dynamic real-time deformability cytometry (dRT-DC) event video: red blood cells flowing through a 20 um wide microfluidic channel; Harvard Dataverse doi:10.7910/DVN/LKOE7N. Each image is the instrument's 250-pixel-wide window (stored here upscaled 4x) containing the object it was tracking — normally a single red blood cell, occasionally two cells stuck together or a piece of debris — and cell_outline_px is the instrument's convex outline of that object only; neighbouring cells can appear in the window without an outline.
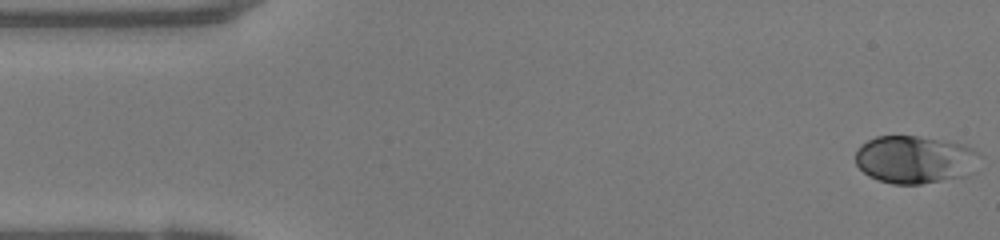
{"species": "human", "species_latin": "Homo sapiens", "temperature_condition": "warm", "stored_images_in_passage": 49, "camera_frame_rate_fps": 3000, "um_per_image_px": 0.085, "donor": {"sex": "female"}, "frame": {"image": 1, "passage_image": 1, "time_ms": 0.0, "image_size_px": [1000, 240], "cell_outline_px": [[980, 156], [964, 176], [920, 184], [892, 184], [868, 176], [856, 164], [856, 152], [860, 144], [876, 136], [920, 136], [960, 144], [972, 148]], "centroid_in_image_um": [77.68, 13.55], "position_along_channel_um": 7.3, "area_um2": 33.99}}
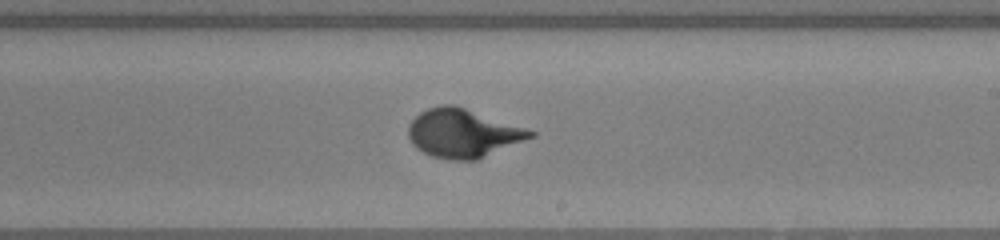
{"frame": {"image": 2, "passage_image": 28, "time_ms": 9.0, "image_size_px": [1000, 240], "cell_outline_px": [[536, 136], [476, 160], [448, 160], [432, 156], [416, 148], [412, 144], [408, 136], [408, 124], [420, 112], [428, 108], [440, 104], [452, 104], [536, 132]], "centroid_in_image_um": [39.31, 11.33], "position_along_channel_um": 249.7, "area_um2": 34.22}}
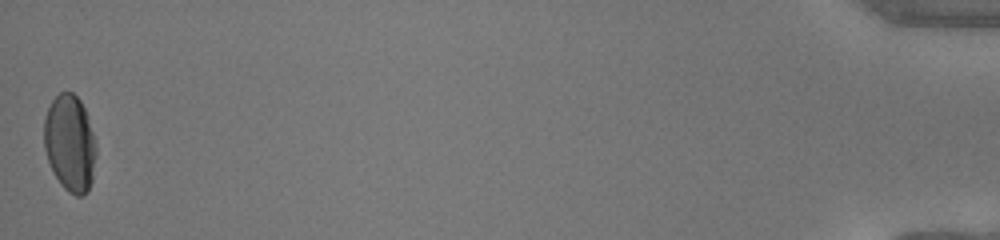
{"frame": {"image": 3, "passage_image": 49, "time_ms": 16.0, "image_size_px": [1000, 240], "cell_outline_px": [[96, 156], [92, 180], [88, 192], [84, 196], [76, 196], [68, 192], [60, 184], [48, 160], [44, 148], [44, 120], [48, 108], [52, 100], [60, 92], [72, 92], [80, 100], [88, 116], [96, 148]], "centroid_in_image_um": [5.95, 12.19], "position_along_channel_um": 429.3, "area_um2": 29.36}, "authors_computed_cell_mechanics": {"area_um2": 32.657, "velocity_mm_per_s": 4.0797, "shape_relaxation_time_tau1_ms": 3.2435, "shape_relaxation_time_tau2_ms": null, "deformation_change_tau1": 0.2026, "deformation_change_tau2": null}}